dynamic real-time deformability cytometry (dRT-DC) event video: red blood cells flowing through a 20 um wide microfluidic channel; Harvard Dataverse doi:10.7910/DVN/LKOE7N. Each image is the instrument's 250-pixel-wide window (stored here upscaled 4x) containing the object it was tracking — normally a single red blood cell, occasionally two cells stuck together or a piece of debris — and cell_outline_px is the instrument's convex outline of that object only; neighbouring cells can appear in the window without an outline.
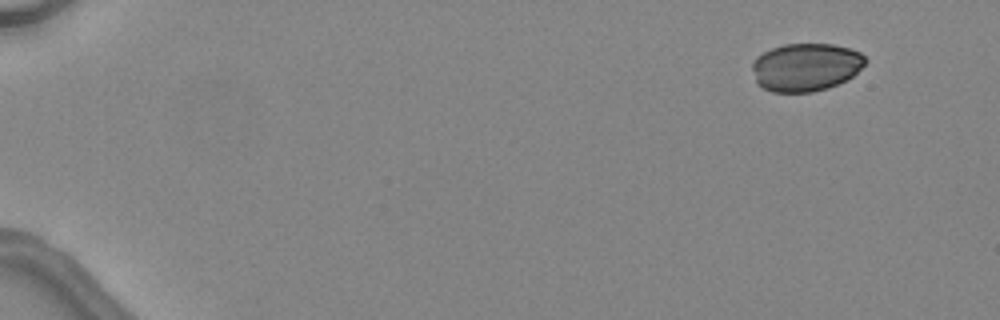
{"species": "common noctule bat (a hibernating species)", "species_latin": "Nyctalus noctula", "temperature_condition": "warm", "stored_images_in_passage": 6, "camera_frame_rate_fps": 3000, "um_per_image_px": 0.085, "animal": {"sex": "female", "body_mass_g": 24.6, "forearm_length_mm": 56.2}, "frame": {"image": 1, "passage_image": 1, "time_ms": 0.0, "image_size_px": [1000, 320], "cell_outline_px": [[868, 60], [852, 76], [828, 88], [812, 92], [772, 92], [756, 84], [752, 68], [752, 64], [756, 56], [772, 48], [784, 44], [832, 44], [848, 48], [860, 52]], "centroid_in_image_um": [68.46, 5.7], "position_along_channel_um": 16.5, "area_um2": 31.56}}